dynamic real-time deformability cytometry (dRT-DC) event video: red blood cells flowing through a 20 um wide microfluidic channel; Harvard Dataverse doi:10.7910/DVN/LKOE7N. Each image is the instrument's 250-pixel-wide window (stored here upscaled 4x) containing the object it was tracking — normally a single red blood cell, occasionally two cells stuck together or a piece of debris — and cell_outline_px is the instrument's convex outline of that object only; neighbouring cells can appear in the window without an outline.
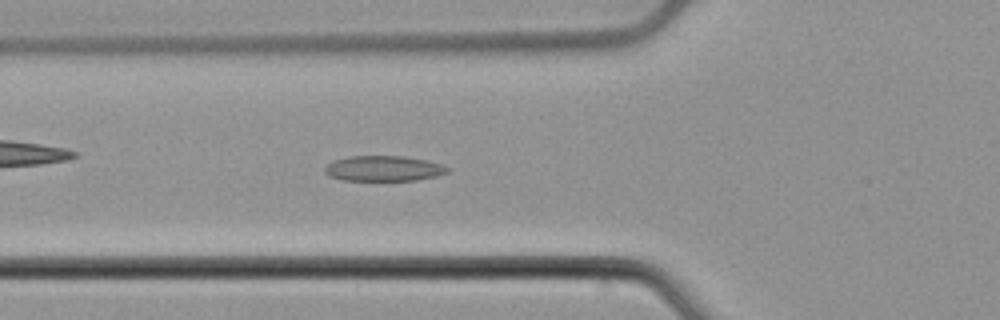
{"species": "common noctule bat (a hibernating species)", "species_latin": "Nyctalus noctula", "temperature_condition": "cold", "stored_images_in_passage": 48, "camera_frame_rate_fps": 3000, "um_per_image_px": 0.085, "animal": {"sex": "male", "body_mass_g": 21.5, "forearm_length_mm": 52.0}, "frame": {"image": 1, "passage_image": 14, "time_ms": 4.333, "image_size_px": [1000, 320], "cell_outline_px": [[448, 172], [436, 176], [416, 180], [340, 180], [328, 176], [324, 172], [324, 168], [328, 164], [336, 160], [348, 156], [404, 156], [424, 160], [440, 164], [448, 168]], "centroid_in_image_um": [32.56, 14.32], "position_along_channel_um": 93.2, "area_um2": 17.98}}
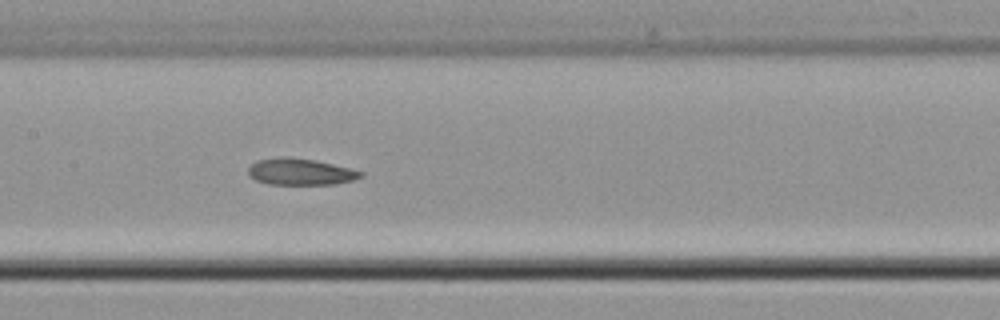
{"frame": {"image": 2, "passage_image": 21, "time_ms": 6.667, "image_size_px": [1000, 320], "cell_outline_px": [[364, 176], [352, 180], [332, 184], [268, 184], [256, 180], [248, 176], [248, 168], [256, 160], [316, 160], [352, 168], [364, 172]], "centroid_in_image_um": [25.6, 14.65], "position_along_channel_um": 181.8, "area_um2": 16.65}}
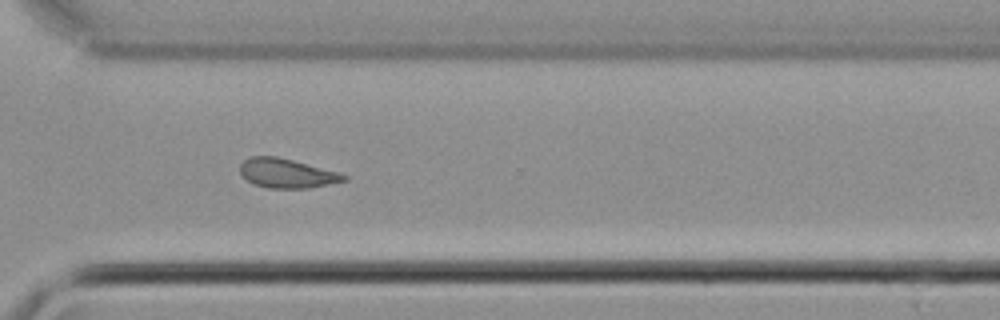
{"frame": {"image": 3, "passage_image": 34, "time_ms": 11.0, "image_size_px": [1000, 320], "cell_outline_px": [[348, 180], [312, 188], [268, 188], [252, 184], [240, 172], [240, 164], [244, 160], [252, 156], [276, 156], [292, 160], [336, 172], [348, 176]], "centroid_in_image_um": [24.37, 14.74], "position_along_channel_um": 346.2, "area_um2": 17.57}, "authors_computed_cell_mechanics": {"area_um2": 18.1492, "velocity_mm_per_s": 3.7889, "shape_relaxation_time_tau1_ms": null, "shape_relaxation_time_tau2_ms": 5.361, "deformation_change_tau1": null, "deformation_change_tau2": 0.1224}}